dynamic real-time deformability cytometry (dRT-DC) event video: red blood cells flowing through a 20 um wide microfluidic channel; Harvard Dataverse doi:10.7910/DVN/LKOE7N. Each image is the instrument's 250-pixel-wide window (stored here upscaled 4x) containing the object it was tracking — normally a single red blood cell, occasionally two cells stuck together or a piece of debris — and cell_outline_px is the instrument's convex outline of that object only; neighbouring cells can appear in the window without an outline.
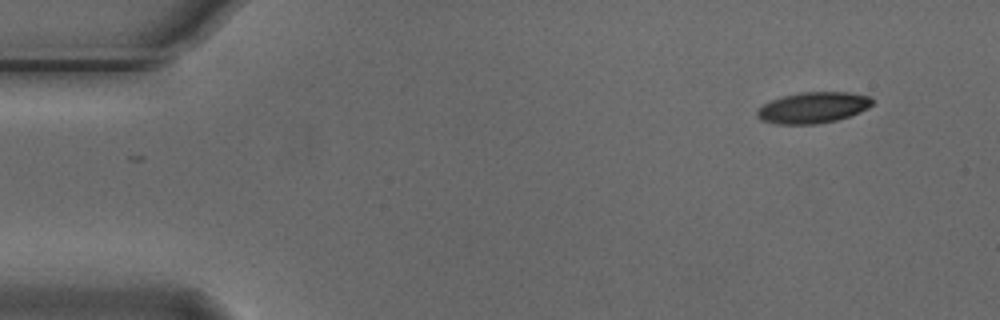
{"species": "Egyptian fruit bat (a non-hibernating species)", "species_latin": "Rousettus aegyptiacus", "temperature_condition": "cold", "stored_images_in_passage": 3, "camera_frame_rate_fps": 3000, "um_per_image_px": 0.085, "animal": {"sex": "male"}, "frame": {"image": 1, "passage_image": 3, "time_ms": 0.667, "image_size_px": [1000, 320], "cell_outline_px": [[872, 104], [868, 108], [848, 116], [836, 120], [816, 124], [776, 124], [760, 120], [756, 116], [756, 112], [764, 104], [772, 100], [784, 96], [800, 92], [848, 92], [868, 96], [872, 100]], "centroid_in_image_um": [69.08, 9.15], "position_along_channel_um": 15.9, "area_um2": 20.63}}